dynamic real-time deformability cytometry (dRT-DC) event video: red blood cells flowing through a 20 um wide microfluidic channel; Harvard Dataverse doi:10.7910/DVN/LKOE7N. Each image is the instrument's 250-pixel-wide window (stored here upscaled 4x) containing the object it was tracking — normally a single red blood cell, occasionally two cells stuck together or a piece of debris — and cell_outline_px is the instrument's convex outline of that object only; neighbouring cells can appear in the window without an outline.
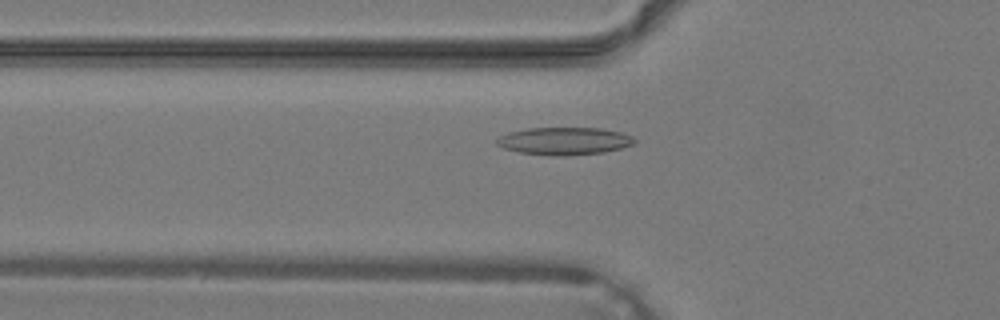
{"species": "common noctule bat (a hibernating species)", "species_latin": "Nyctalus noctula", "temperature_condition": "warm", "stored_images_in_passage": 34, "camera_frame_rate_fps": 3000, "um_per_image_px": 0.085, "animal": {"sex": "male", "body_mass_g": 19.2, "forearm_length_mm": 51.8}, "frame": {"image": 1, "passage_image": 8, "time_ms": 2.333, "image_size_px": [1000, 320], "cell_outline_px": [[636, 144], [604, 152], [568, 156], [556, 156], [520, 152], [504, 148], [496, 144], [496, 140], [500, 136], [512, 132], [528, 128], [600, 128], [620, 132], [632, 136], [636, 140]], "centroid_in_image_um": [48.01, 11.99], "position_along_channel_um": 77.8, "area_um2": 22.02}}
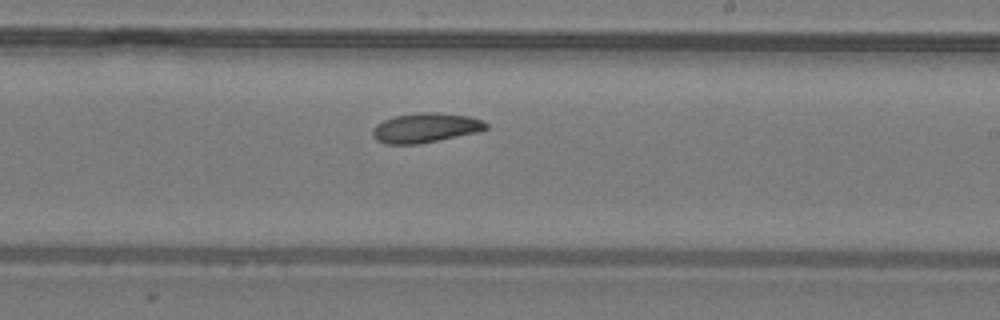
{"frame": {"image": 2, "passage_image": 18, "time_ms": 5.667, "image_size_px": [1000, 320], "cell_outline_px": [[488, 128], [480, 132], [416, 144], [384, 144], [376, 140], [372, 136], [372, 128], [376, 124], [392, 116], [420, 112], [436, 112], [468, 116], [480, 120], [488, 124]], "centroid_in_image_um": [36.13, 10.86], "position_along_channel_um": 252.9, "area_um2": 19.65}}
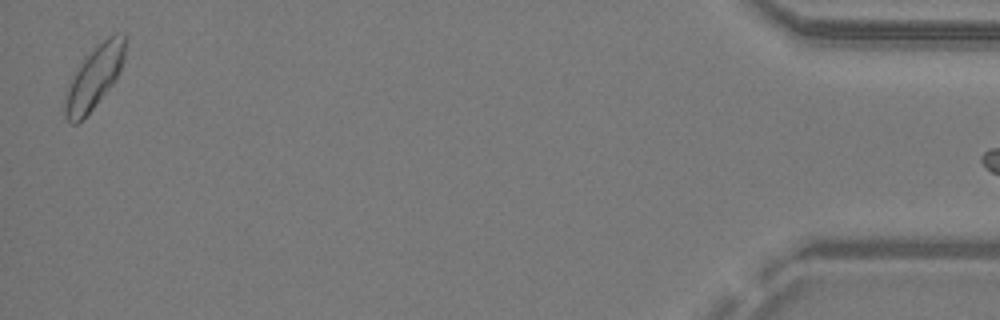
{"frame": {"image": 3, "passage_image": 33, "time_ms": 10.667, "image_size_px": [1000, 320], "cell_outline_px": [[128, 40], [124, 60], [112, 84], [96, 104], [76, 124], [72, 124], [64, 116], [64, 108], [68, 88], [72, 76], [80, 64], [96, 44], [108, 36], [116, 32], [124, 32], [128, 36]], "centroid_in_image_um": [8.07, 6.47], "position_along_channel_um": 427.1, "area_um2": 21.79}}